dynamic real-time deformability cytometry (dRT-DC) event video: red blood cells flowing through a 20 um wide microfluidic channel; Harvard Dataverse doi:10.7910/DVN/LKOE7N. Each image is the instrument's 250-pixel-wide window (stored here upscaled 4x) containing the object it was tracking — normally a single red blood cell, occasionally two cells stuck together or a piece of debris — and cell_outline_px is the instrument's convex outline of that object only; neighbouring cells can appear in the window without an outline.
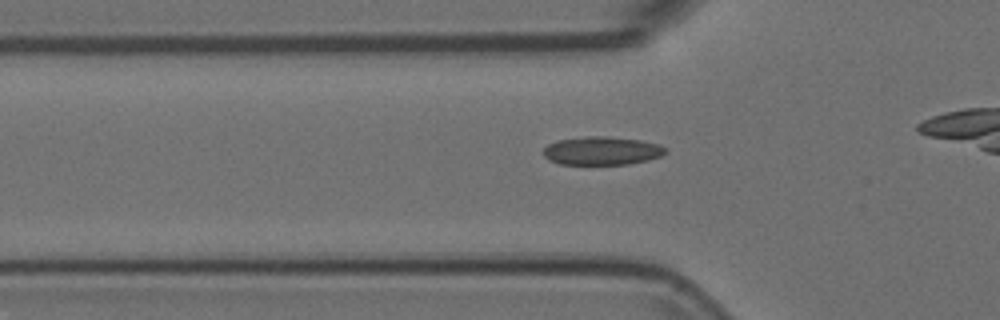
{"species": "Egyptian fruit bat (a non-hibernating species)", "species_latin": "Rousettus aegyptiacus", "temperature_condition": "room temperature", "stored_images_in_passage": 39, "camera_frame_rate_fps": 3000, "um_per_image_px": 0.085, "animal": {"sex": "female"}, "frame": {"image": 1, "passage_image": 13, "time_ms": 4.0, "image_size_px": [1000, 320], "cell_outline_px": [[668, 152], [660, 156], [648, 160], [628, 164], [560, 164], [548, 160], [544, 156], [544, 148], [548, 144], [560, 140], [584, 136], [604, 136], [640, 140], [660, 144], [668, 148]], "centroid_in_image_um": [51.19, 12.81], "position_along_channel_um": 74.6, "area_um2": 20.23}}
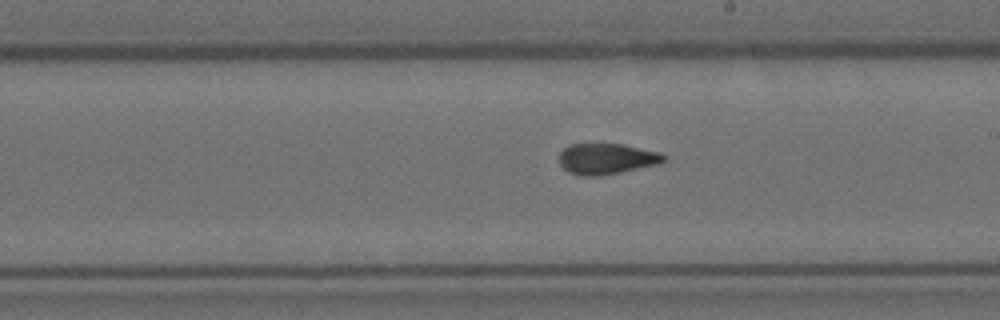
{"frame": {"image": 2, "passage_image": 26, "time_ms": 8.333, "image_size_px": [1000, 320], "cell_outline_px": [[668, 160], [660, 164], [600, 176], [580, 176], [568, 172], [560, 164], [560, 152], [564, 148], [572, 144], [620, 144], [660, 152], [668, 156]], "centroid_in_image_um": [51.61, 13.51], "position_along_channel_um": 237.4, "area_um2": 18.9}}
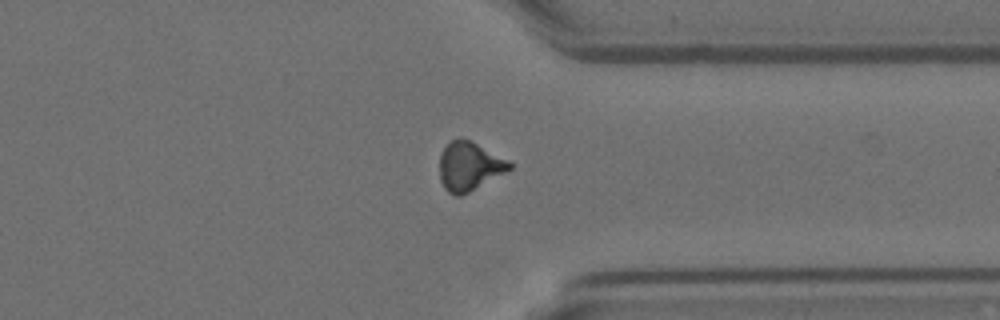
{"frame": {"image": 3, "passage_image": 37, "time_ms": 12.0, "image_size_px": [1000, 320], "cell_outline_px": [[512, 168], [468, 192], [460, 196], [456, 196], [448, 192], [444, 188], [440, 180], [440, 156], [444, 148], [452, 140], [460, 136], [508, 160], [512, 164]], "centroid_in_image_um": [39.85, 14.14], "position_along_channel_um": 371.5, "area_um2": 19.42}}